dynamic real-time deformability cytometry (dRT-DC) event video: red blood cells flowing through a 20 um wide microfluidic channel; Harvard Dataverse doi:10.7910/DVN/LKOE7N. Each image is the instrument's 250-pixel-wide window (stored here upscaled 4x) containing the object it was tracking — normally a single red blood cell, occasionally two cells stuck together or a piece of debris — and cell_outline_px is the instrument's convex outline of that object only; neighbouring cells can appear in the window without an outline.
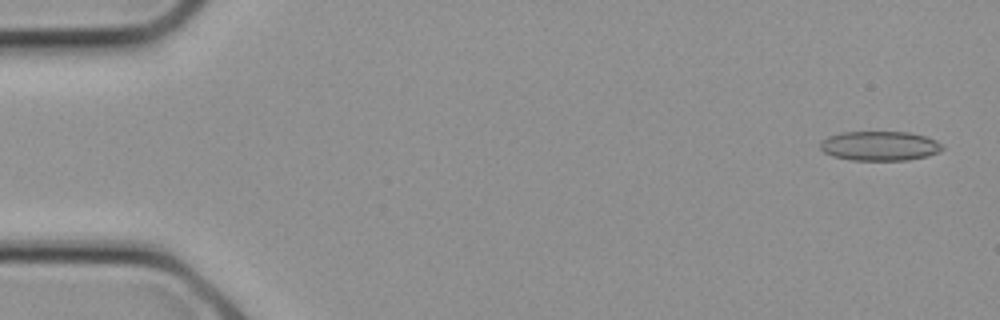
{"species": "common noctule bat (a hibernating species)", "species_latin": "Nyctalus noctula", "temperature_condition": "cold", "stored_images_in_passage": 6, "camera_frame_rate_fps": 3000, "um_per_image_px": 0.085, "animal": {"sex": "female", "body_mass_g": 21.9}, "frame": {"image": 1, "passage_image": 1, "time_ms": 0.0, "image_size_px": [1000, 320], "cell_outline_px": [[944, 148], [940, 152], [928, 156], [908, 160], [852, 160], [832, 156], [824, 152], [820, 148], [820, 144], [828, 136], [840, 132], [908, 132], [924, 136], [936, 140], [944, 144]], "centroid_in_image_um": [74.81, 12.4], "position_along_channel_um": 10.2, "area_um2": 21.1}}